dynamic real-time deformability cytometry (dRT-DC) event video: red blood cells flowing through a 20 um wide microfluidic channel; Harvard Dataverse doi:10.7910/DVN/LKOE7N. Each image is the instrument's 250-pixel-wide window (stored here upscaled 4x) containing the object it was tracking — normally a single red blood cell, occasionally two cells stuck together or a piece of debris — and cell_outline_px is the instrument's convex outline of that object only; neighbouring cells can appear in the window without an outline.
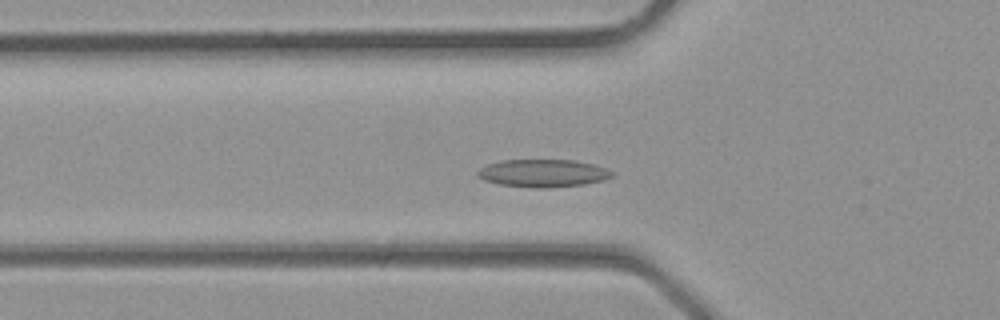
{"species": "common noctule bat (a hibernating species)", "species_latin": "Nyctalus noctula", "temperature_condition": "room temperature", "stored_images_in_passage": 5, "camera_frame_rate_fps": 3000, "um_per_image_px": 0.085, "animal": {"sex": "male", "body_mass_g": 23.1, "forearm_length_mm": 52.7}, "frame": {"image": 1, "passage_image": 4, "time_ms": 1.0, "image_size_px": [1000, 320], "cell_outline_px": [[612, 176], [600, 180], [584, 184], [548, 188], [540, 188], [500, 184], [484, 180], [476, 176], [476, 172], [480, 168], [488, 164], [500, 160], [576, 160], [592, 164], [604, 168], [612, 172]], "centroid_in_image_um": [46.09, 14.71], "position_along_channel_um": 79.7, "area_um2": 21.44}}